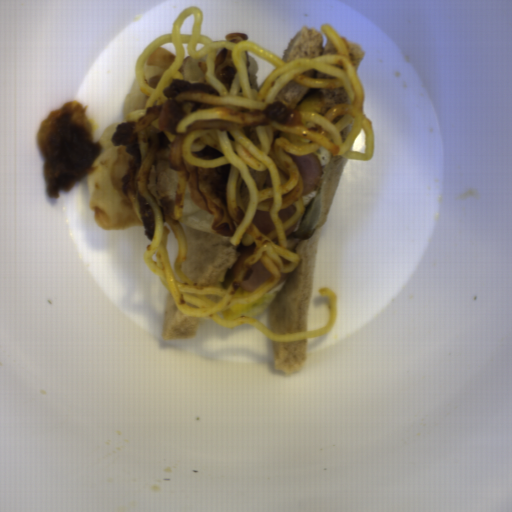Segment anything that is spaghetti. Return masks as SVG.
I'll list each match as a JSON object with an SVG mask.
<instances>
[{"label": "spaghetti", "instance_id": "c7327b10", "mask_svg": "<svg viewBox=\"0 0 512 512\" xmlns=\"http://www.w3.org/2000/svg\"><path fill=\"white\" fill-rule=\"evenodd\" d=\"M194 14L193 34L182 35L180 25ZM204 14L200 7H190L179 13L172 23L171 33L148 44L135 62V77L140 91L147 96L144 109L128 114V122L139 144L141 165L135 175L139 192L149 202L154 220L150 244L144 251L146 266L169 290L176 306L189 317L209 318L225 328L252 325L271 341L291 342L326 335L332 331L339 305L333 289L321 288L327 297L330 317L324 328L287 334L273 333L266 325L251 317L233 320L221 313L233 305H250L271 292L281 275L292 273L301 257L289 249L286 232L302 218L305 191L299 167L291 156H304L324 148L330 156L367 161L374 158L375 138L372 121L363 113L366 92L350 58L348 47L334 27L322 24L320 29L332 43L337 54L313 59H297L285 63L282 58L253 40L238 43L220 40L213 43L201 35ZM174 42L176 57L162 74L156 89L146 84L143 65L149 55L164 43ZM202 59L206 54L208 71L204 81L185 79L179 72L184 48ZM231 50L237 73L230 93L214 74L216 49ZM251 51L277 68L261 85L259 92L250 89L246 65ZM175 79L213 86L220 94L185 90L175 97L186 112L177 122L176 134L168 128H158L159 109L166 102L162 90ZM305 87L336 88L343 86L351 102L331 106L320 113L318 96L311 95L299 105L275 97L290 80ZM283 102L302 112L301 125L285 126L263 116L269 103ZM168 159L177 169L179 185L175 204L167 199L157 206L147 187L149 171L155 159ZM184 161L204 169H214L230 163L227 196L232 217L238 226L232 244L250 245L253 255L238 270L227 289L220 285L198 287L181 271L187 242L179 223L182 215L187 169ZM259 262L272 274L248 297L236 299L235 290L246 270Z\"/></svg>", "mask_w": 512, "mask_h": 512}]
</instances>
